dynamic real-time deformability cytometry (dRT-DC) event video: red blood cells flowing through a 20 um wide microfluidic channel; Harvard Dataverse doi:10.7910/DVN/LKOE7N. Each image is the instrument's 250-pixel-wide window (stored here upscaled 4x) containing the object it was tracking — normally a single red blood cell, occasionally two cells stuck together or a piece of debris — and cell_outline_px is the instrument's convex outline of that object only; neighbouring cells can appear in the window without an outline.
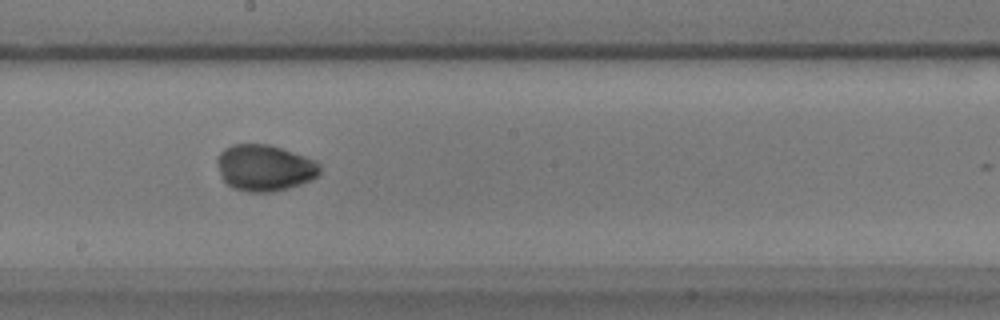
{"species": "common noctule bat (a hibernating species)", "species_latin": "Nyctalus noctula", "temperature_condition": "warm", "stored_images_in_passage": 52, "camera_frame_rate_fps": 3000, "um_per_image_px": 0.085, "animal": {"sex": "male", "body_mass_g": 17.9}, "frame": {"image": 1, "passage_image": 30, "time_ms": 9.667, "image_size_px": [1000, 320], "cell_outline_px": [[320, 172], [312, 180], [288, 188], [272, 192], [248, 192], [232, 188], [224, 180], [220, 172], [216, 160], [220, 152], [224, 148], [232, 144], [268, 144], [316, 160], [320, 164]], "centroid_in_image_um": [22.49, 14.26], "position_along_channel_um": 225.7, "area_um2": 27.69}}
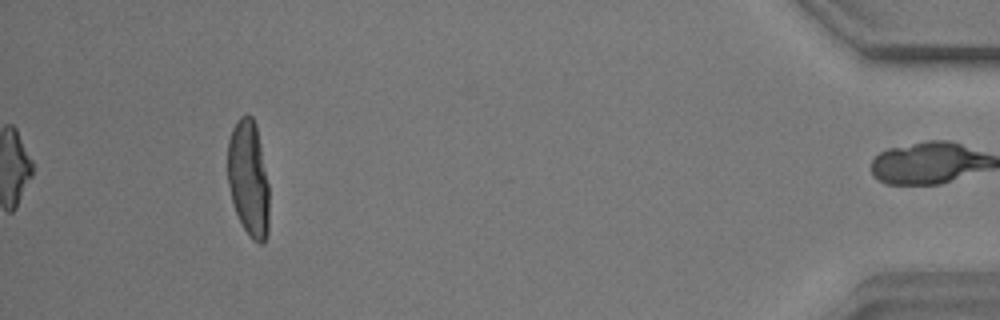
{"frame": {"image": 2, "passage_image": 52, "time_ms": 17.0, "image_size_px": [1000, 320], "cell_outline_px": [[268, 232], [264, 244], [260, 244], [252, 240], [244, 228], [236, 212], [232, 200], [228, 184], [228, 140], [232, 128], [236, 120], [240, 116], [252, 116], [256, 124], [268, 184]], "centroid_in_image_um": [21.12, 15.18], "position_along_channel_um": 414.1, "area_um2": 27.92}, "authors_computed_cell_mechanics": {"area_um2": 27.3105, "velocity_mm_per_s": 3.5032, "shape_relaxation_time_tau1_ms": 2.5361, "shape_relaxation_time_tau2_ms": null, "deformation_change_tau1": 0.0971, "deformation_change_tau2": null}}